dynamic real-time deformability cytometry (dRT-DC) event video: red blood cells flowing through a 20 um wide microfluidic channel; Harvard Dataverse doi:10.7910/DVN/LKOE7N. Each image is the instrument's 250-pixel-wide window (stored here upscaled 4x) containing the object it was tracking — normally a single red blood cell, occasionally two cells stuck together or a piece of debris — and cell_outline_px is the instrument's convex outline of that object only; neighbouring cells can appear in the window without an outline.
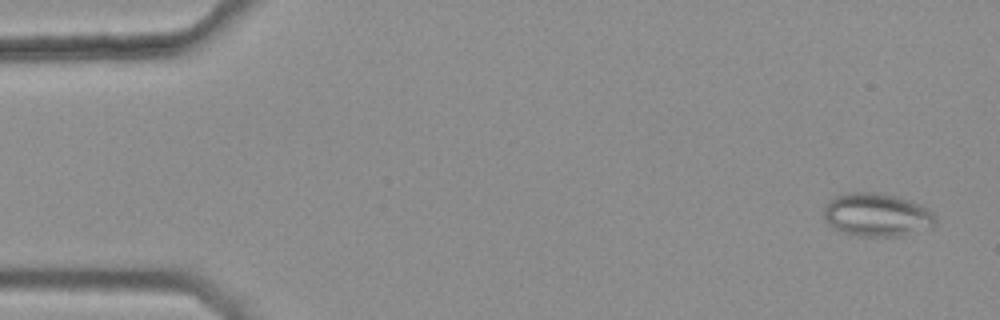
{"species": "common noctule bat (a hibernating species)", "species_latin": "Nyctalus noctula", "temperature_condition": "warm", "stored_images_in_passage": 46, "camera_frame_rate_fps": 3000, "um_per_image_px": 0.085, "animal": {"sex": "female", "body_mass_g": 25.1}, "frame": {"image": 1, "passage_image": 3, "time_ms": 0.667, "image_size_px": [1000, 320], "cell_outline_px": [[936, 224], [896, 236], [864, 236], [844, 232], [828, 224], [824, 220], [824, 208], [828, 200], [836, 196], [848, 192], [876, 192], [896, 196], [920, 204], [928, 208], [936, 216]], "centroid_in_image_um": [74.49, 18.23], "position_along_channel_um": 10.5, "area_um2": 27.74}}
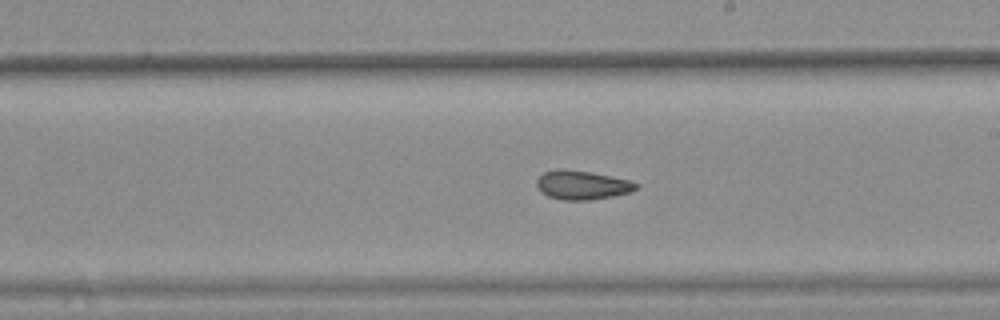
{"frame": {"image": 2, "passage_image": 31, "time_ms": 10.0, "image_size_px": [1000, 320], "cell_outline_px": [[636, 188], [628, 192], [612, 196], [592, 200], [564, 200], [548, 196], [540, 192], [536, 184], [536, 180], [544, 172], [556, 168], [564, 168], [592, 172], [632, 180], [636, 184]], "centroid_in_image_um": [49.43, 15.71], "position_along_channel_um": 239.6, "area_um2": 16.88}}
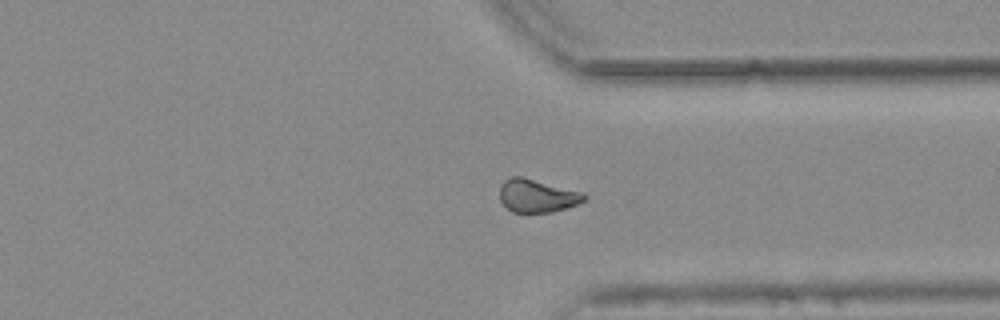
{"frame": {"image": 3, "passage_image": 41, "time_ms": 13.333, "image_size_px": [1000, 320], "cell_outline_px": [[588, 196], [584, 200], [576, 204], [552, 212], [512, 212], [500, 200], [500, 184], [504, 180], [512, 176], [524, 176], [584, 192]], "centroid_in_image_um": [45.65, 16.61], "position_along_channel_um": 365.7, "area_um2": 16.42}, "authors_computed_cell_mechanics": {"area_um2": 17.0799, "velocity_mm_per_s": 3.7888, "shape_relaxation_time_tau1_ms": null, "shape_relaxation_time_tau2_ms": 2.6238, "deformation_change_tau1": null, "deformation_change_tau2": 0.0856}}